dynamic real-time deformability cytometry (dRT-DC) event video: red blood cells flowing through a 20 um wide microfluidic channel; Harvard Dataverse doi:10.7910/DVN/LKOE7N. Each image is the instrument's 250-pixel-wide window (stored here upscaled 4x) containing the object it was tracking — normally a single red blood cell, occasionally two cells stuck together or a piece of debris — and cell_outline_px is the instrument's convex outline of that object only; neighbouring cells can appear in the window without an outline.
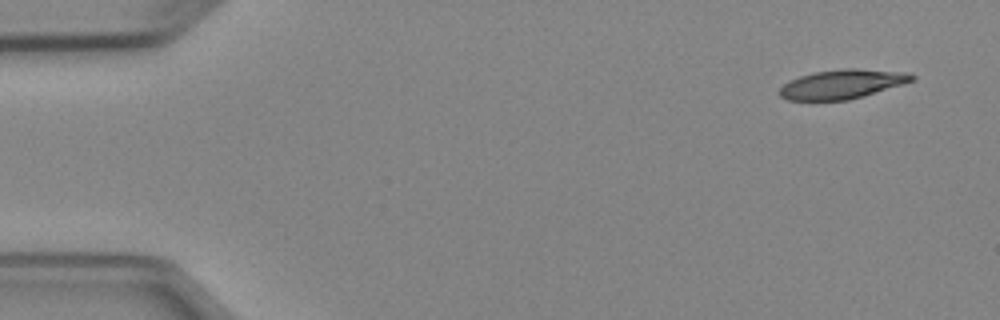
{"species": "Egyptian fruit bat (a non-hibernating species)", "species_latin": "Rousettus aegyptiacus", "temperature_condition": "cold", "stored_images_in_passage": 5, "segment_of_instrument_passage": [1, 2], "camera_frame_rate_fps": 3000, "um_per_image_px": 0.085, "animal": {"sex": "female"}, "frame": {"image": 1, "passage_image": 1, "time_ms": 0.0, "image_size_px": [1000, 320], "cell_outline_px": [[916, 80], [904, 84], [864, 96], [848, 100], [788, 100], [780, 96], [780, 88], [784, 84], [800, 76], [812, 72], [844, 68], [856, 68], [908, 72], [916, 76]], "centroid_in_image_um": [71.65, 7.14], "position_along_channel_um": 13.4, "area_um2": 22.66}}
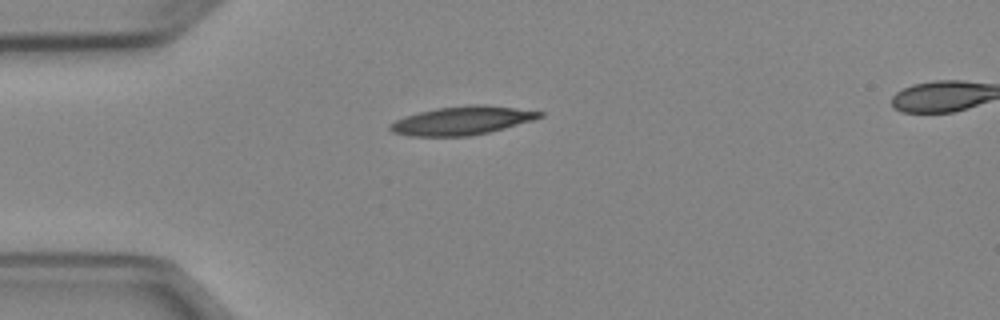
{"frame": {"image": 2, "passage_image": 4, "time_ms": 3.333, "image_size_px": [1000, 320], "cell_outline_px": [[544, 116], [532, 120], [504, 128], [488, 132], [468, 136], [408, 136], [392, 132], [388, 128], [388, 124], [404, 116], [436, 108], [468, 104], [484, 104], [544, 112]], "centroid_in_image_um": [39.23, 10.24], "position_along_channel_um": 45.8, "area_um2": 24.8}}